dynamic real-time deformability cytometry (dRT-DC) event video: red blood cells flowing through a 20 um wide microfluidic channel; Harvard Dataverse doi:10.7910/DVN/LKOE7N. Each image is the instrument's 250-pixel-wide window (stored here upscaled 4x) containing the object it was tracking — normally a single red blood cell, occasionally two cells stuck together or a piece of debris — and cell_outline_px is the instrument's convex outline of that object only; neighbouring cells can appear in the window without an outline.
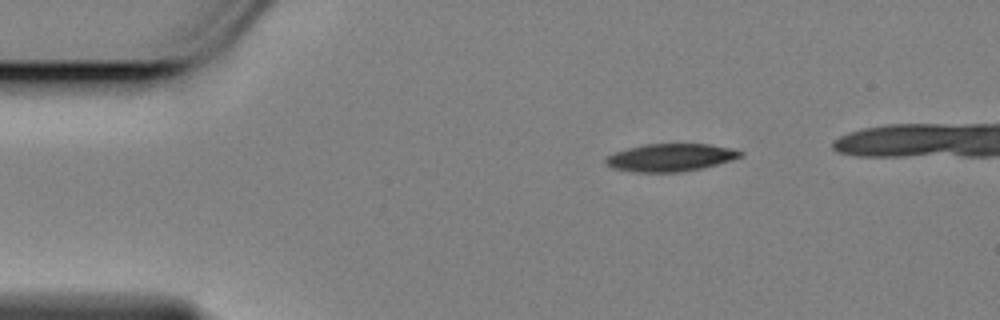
{"species": "Egyptian fruit bat (a non-hibernating species)", "species_latin": "Rousettus aegyptiacus", "temperature_condition": "cold", "stored_images_in_passage": 43, "camera_frame_rate_fps": 3000, "um_per_image_px": 0.085, "animal": {"sex": "female"}, "frame": {"image": 1, "passage_image": 1, "time_ms": 0.0, "image_size_px": [1000, 320], "cell_outline_px": [[744, 152], [740, 156], [732, 160], [700, 168], [680, 172], [632, 172], [612, 168], [604, 160], [608, 156], [616, 152], [628, 148], [644, 144], [708, 144], [728, 148]], "centroid_in_image_um": [56.96, 13.39], "position_along_channel_um": 28.0, "area_um2": 21.39}}
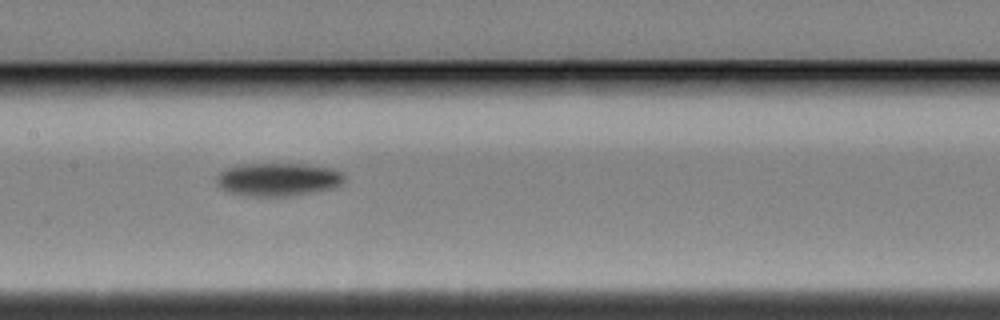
{"frame": {"image": 2, "passage_image": 19, "time_ms": 6.0, "image_size_px": [1000, 320], "cell_outline_px": [[344, 180], [340, 184], [332, 188], [292, 196], [248, 196], [228, 192], [220, 188], [216, 184], [216, 176], [224, 168], [240, 164], [304, 164], [332, 168], [340, 172], [344, 176]], "centroid_in_image_um": [23.57, 15.25], "position_along_channel_um": 183.8, "area_um2": 24.8}}
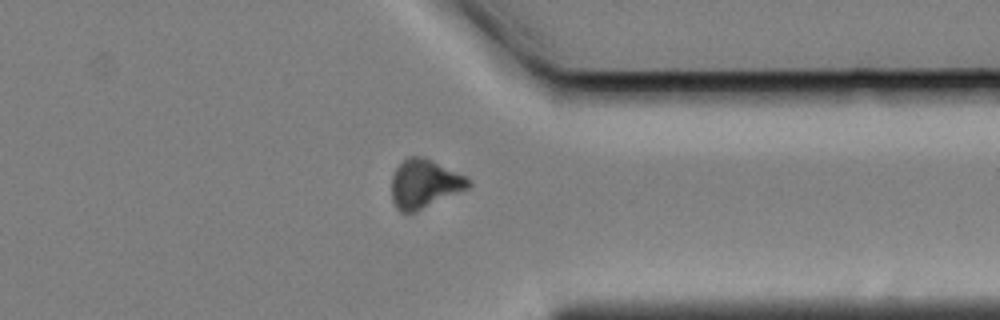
{"frame": {"image": 3, "passage_image": 36, "time_ms": 11.667, "image_size_px": [1000, 320], "cell_outline_px": [[472, 184], [468, 188], [416, 212], [400, 212], [396, 208], [392, 200], [392, 176], [396, 168], [408, 156], [420, 156], [432, 160], [464, 176]], "centroid_in_image_um": [36.04, 15.63], "position_along_channel_um": 375.4, "area_um2": 21.5}}